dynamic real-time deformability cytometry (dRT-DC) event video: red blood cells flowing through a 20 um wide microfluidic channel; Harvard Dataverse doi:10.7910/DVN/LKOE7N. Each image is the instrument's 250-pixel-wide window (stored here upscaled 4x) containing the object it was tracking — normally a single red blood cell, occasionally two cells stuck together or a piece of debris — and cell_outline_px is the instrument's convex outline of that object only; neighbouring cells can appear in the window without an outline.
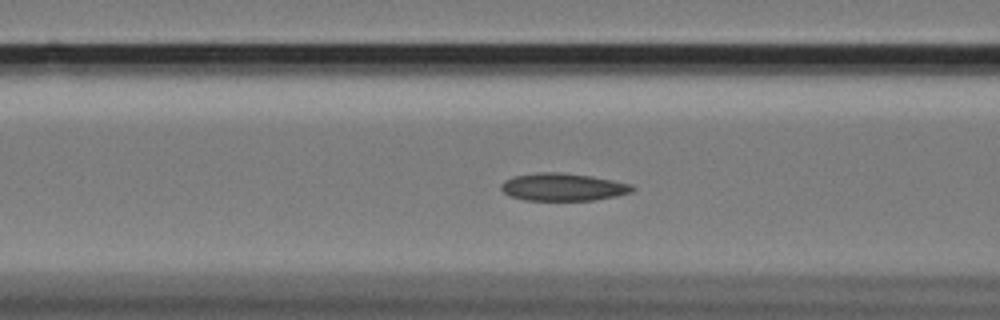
{"species": "Egyptian fruit bat (a non-hibernating species)", "species_latin": "Rousettus aegyptiacus", "temperature_condition": "cold", "stored_images_in_passage": 52, "camera_frame_rate_fps": 3000, "um_per_image_px": 0.085, "animal": {"sex": "female"}, "frame": {"image": 1, "passage_image": 16, "time_ms": 5.0, "image_size_px": [1000, 320], "cell_outline_px": [[636, 188], [632, 192], [616, 196], [592, 200], [524, 200], [508, 196], [500, 188], [500, 184], [504, 180], [512, 176], [536, 172], [560, 172], [592, 176], [632, 184]], "centroid_in_image_um": [47.82, 15.89], "position_along_channel_um": 118.8, "area_um2": 21.33}}
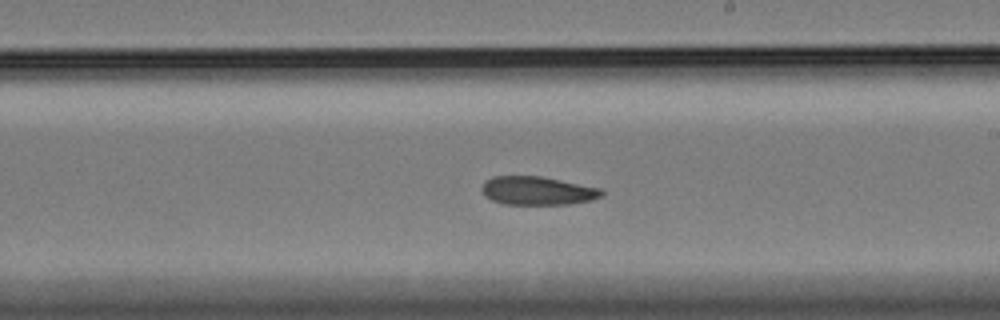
{"frame": {"image": 2, "passage_image": 27, "time_ms": 8.667, "image_size_px": [1000, 320], "cell_outline_px": [[604, 196], [592, 200], [568, 204], [504, 204], [492, 200], [484, 196], [484, 184], [492, 176], [544, 176], [604, 188]], "centroid_in_image_um": [45.79, 16.2], "position_along_channel_um": 243.2, "area_um2": 20.06}}
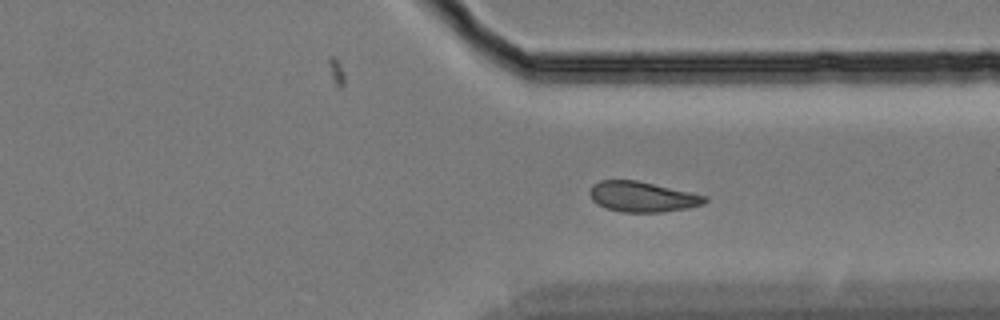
{"frame": {"image": 3, "passage_image": 37, "time_ms": 12.0, "image_size_px": [1000, 320], "cell_outline_px": [[708, 200], [704, 204], [688, 208], [664, 212], [620, 212], [596, 204], [592, 200], [588, 192], [592, 184], [600, 180], [636, 180], [708, 196]], "centroid_in_image_um": [54.59, 16.72], "position_along_channel_um": 356.8, "area_um2": 20.46}, "authors_computed_cell_mechanics": {"area_um2": 20.9236, "velocity_mm_per_s": 3.4026, "shape_relaxation_time_tau1_ms": null, "shape_relaxation_time_tau2_ms": 5.768, "deformation_change_tau1": null, "deformation_change_tau2": 0.088}}